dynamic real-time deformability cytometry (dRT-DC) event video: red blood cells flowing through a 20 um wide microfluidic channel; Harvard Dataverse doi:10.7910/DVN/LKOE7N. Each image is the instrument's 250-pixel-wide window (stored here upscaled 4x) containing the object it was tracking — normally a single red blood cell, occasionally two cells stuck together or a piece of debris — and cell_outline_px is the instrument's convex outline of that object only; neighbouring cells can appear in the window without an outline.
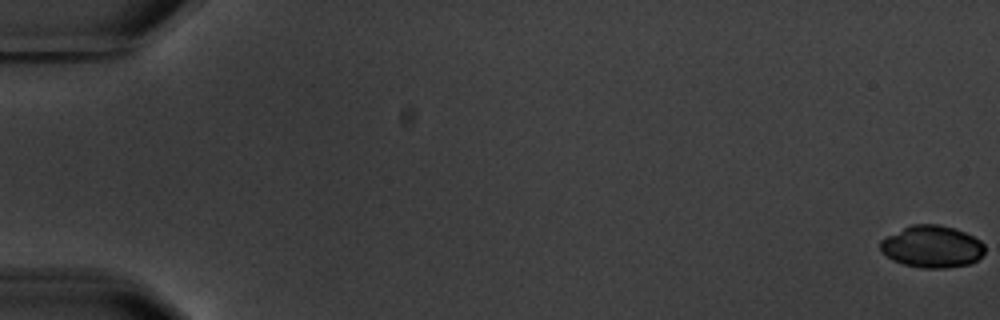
{"species": "common noctule bat (a hibernating species)", "species_latin": "Nyctalus noctula", "temperature_condition": "warm", "stored_images_in_passage": 5, "camera_frame_rate_fps": 3000, "um_per_image_px": 0.085, "animal": {"sex": "male", "body_mass_g": 20.1, "forearm_length_mm": 53.5}, "frame": {"image": 1, "passage_image": 1, "time_ms": 0.0, "image_size_px": [1000, 320], "cell_outline_px": [[984, 252], [976, 260], [968, 264], [944, 268], [920, 268], [904, 264], [892, 260], [880, 252], [880, 240], [912, 224], [936, 224], [952, 228], [964, 232], [980, 240], [984, 244]], "centroid_in_image_um": [79.19, 20.97], "position_along_channel_um": 5.8, "area_um2": 25.37}}
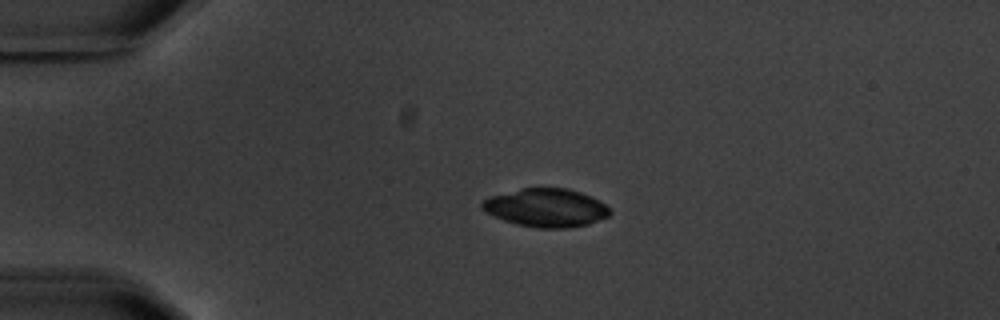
{"frame": {"image": 2, "passage_image": 4, "time_ms": 4.667, "image_size_px": [1000, 320], "cell_outline_px": [[612, 212], [608, 216], [588, 224], [568, 228], [536, 228], [516, 224], [504, 220], [480, 208], [480, 204], [484, 200], [492, 196], [520, 188], [568, 188], [580, 192], [600, 200]], "centroid_in_image_um": [46.43, 17.66], "position_along_channel_um": 38.6, "area_um2": 28.38}}